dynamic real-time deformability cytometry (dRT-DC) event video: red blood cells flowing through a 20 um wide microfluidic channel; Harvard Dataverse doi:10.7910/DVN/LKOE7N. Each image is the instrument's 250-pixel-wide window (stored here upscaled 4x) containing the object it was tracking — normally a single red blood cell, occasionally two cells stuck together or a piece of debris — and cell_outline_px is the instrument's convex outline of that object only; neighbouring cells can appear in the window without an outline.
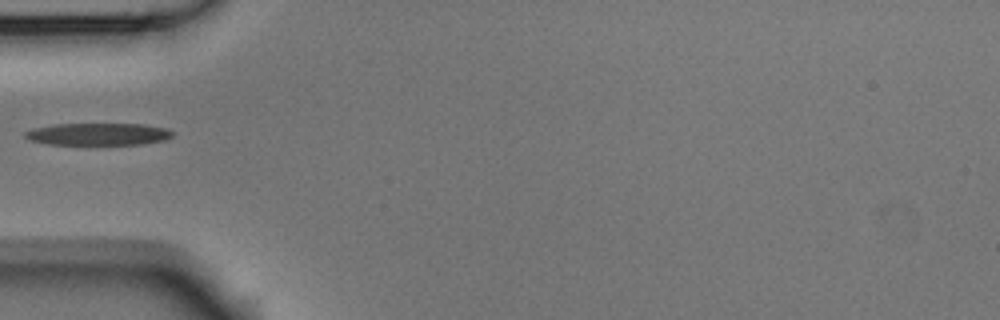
{"species": "Egyptian fruit bat (a non-hibernating species)", "species_latin": "Rousettus aegyptiacus", "temperature_condition": "room temperature", "stored_images_in_passage": 1, "camera_frame_rate_fps": 3000, "um_per_image_px": 0.085, "animal": {"sex": "male"}, "frame": {"image": 1, "passage_image": 1, "time_ms": 0.0, "image_size_px": [1000, 320], "cell_outline_px": [[172, 136], [164, 140], [144, 144], [48, 144], [32, 140], [24, 136], [24, 132], [36, 128], [56, 124], [144, 124], [168, 128], [172, 132]], "centroid_in_image_um": [8.4, 11.39], "position_along_channel_um": 76.6, "area_um2": 18.84}}